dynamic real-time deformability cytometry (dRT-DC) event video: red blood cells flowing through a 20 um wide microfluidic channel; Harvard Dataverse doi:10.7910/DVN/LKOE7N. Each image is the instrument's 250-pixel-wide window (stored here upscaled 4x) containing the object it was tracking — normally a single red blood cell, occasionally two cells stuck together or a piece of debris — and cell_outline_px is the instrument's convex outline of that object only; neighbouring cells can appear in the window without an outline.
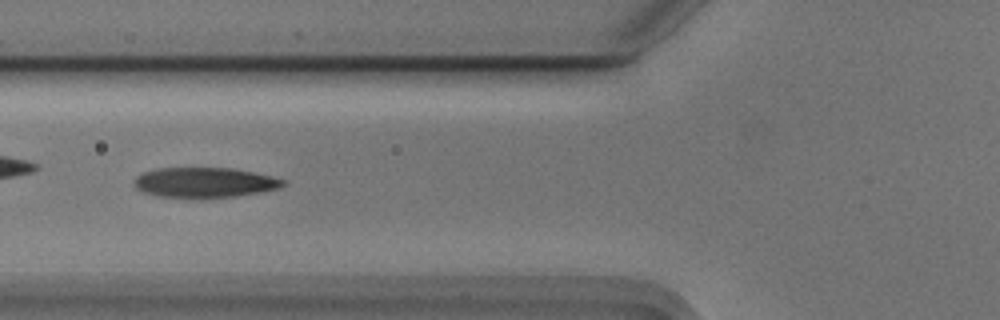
{"species": "Egyptian fruit bat (a non-hibernating species)", "species_latin": "Rousettus aegyptiacus", "temperature_condition": "cold", "stored_images_in_passage": 52, "camera_frame_rate_fps": 3000, "um_per_image_px": 0.085, "animal": {"sex": "male"}, "frame": {"image": 1, "passage_image": 18, "time_ms": 5.667, "image_size_px": [1000, 320], "cell_outline_px": [[288, 184], [280, 188], [260, 192], [236, 196], [200, 200], [156, 196], [144, 192], [136, 188], [132, 184], [136, 176], [144, 172], [160, 168], [232, 168], [272, 176], [288, 180]], "centroid_in_image_um": [17.4, 15.54], "position_along_channel_um": 108.4, "area_um2": 26.88}}
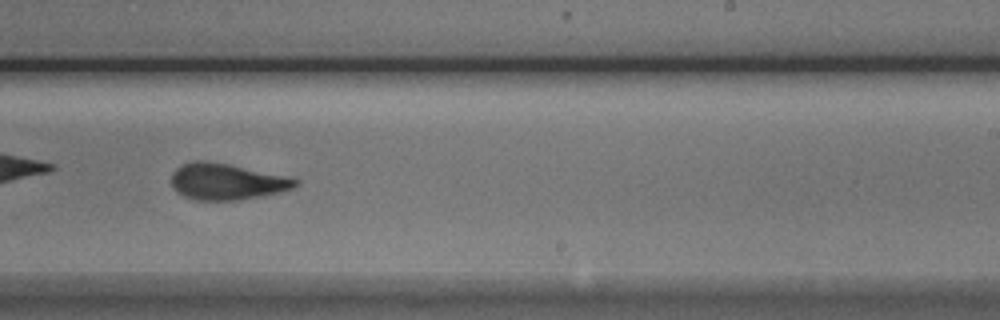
{"frame": {"image": 2, "passage_image": 31, "time_ms": 10.0, "image_size_px": [1000, 320], "cell_outline_px": [[300, 180], [292, 188], [280, 192], [264, 196], [240, 200], [196, 200], [184, 196], [176, 192], [172, 188], [172, 172], [180, 164], [192, 160], [204, 160], [228, 164], [284, 176]], "centroid_in_image_um": [19.2, 15.44], "position_along_channel_um": 269.8, "area_um2": 26.24}}
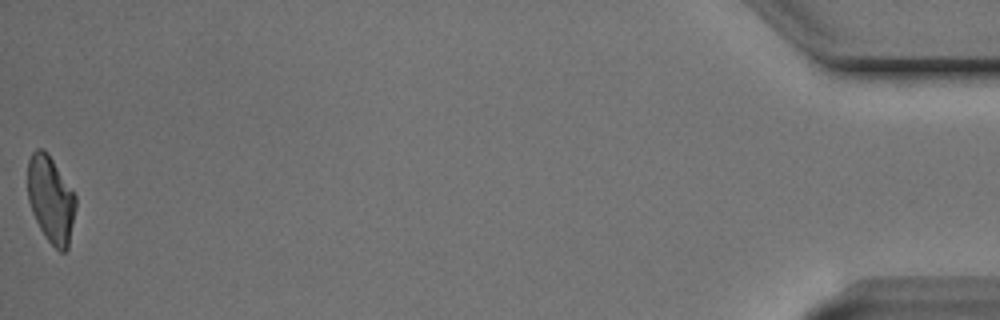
{"frame": {"image": 3, "passage_image": 52, "time_ms": 17.0, "image_size_px": [1000, 320], "cell_outline_px": [[76, 208], [68, 248], [64, 252], [60, 252], [44, 236], [32, 212], [28, 200], [28, 160], [32, 152], [36, 148], [44, 148], [48, 152], [76, 196]], "centroid_in_image_um": [4.32, 16.93], "position_along_channel_um": 430.9, "area_um2": 24.33}, "authors_computed_cell_mechanics": {"area_um2": 26.0678, "velocity_mm_per_s": 3.7202, "shape_relaxation_time_tau1_ms": 3.3865, "shape_relaxation_time_tau2_ms": 2.159, "deformation_change_tau1": 0.1478, "deformation_change_tau2": 0.0842}}